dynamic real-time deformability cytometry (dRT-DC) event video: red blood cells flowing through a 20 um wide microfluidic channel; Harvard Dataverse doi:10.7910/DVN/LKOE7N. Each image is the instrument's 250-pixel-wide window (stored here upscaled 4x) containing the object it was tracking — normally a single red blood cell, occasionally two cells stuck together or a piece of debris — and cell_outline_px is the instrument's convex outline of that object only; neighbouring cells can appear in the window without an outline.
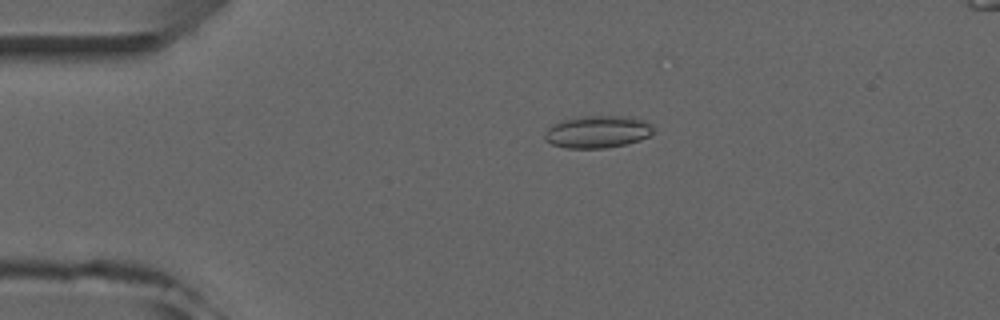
{"species": "common noctule bat (a hibernating species)", "species_latin": "Nyctalus noctula", "temperature_condition": "room temperature", "stored_images_in_passage": 6, "camera_frame_rate_fps": 3000, "um_per_image_px": 0.085, "animal": {"sex": "male", "forearm_length_mm": 52.5}, "frame": {"image": 1, "passage_image": 3, "time_ms": 3.0, "image_size_px": [1000, 320], "cell_outline_px": [[656, 132], [640, 140], [628, 144], [608, 148], [564, 148], [552, 144], [544, 140], [544, 132], [552, 124], [560, 120], [588, 116], [628, 116], [644, 120]], "centroid_in_image_um": [50.77, 11.21], "position_along_channel_um": 34.2, "area_um2": 20.63}}
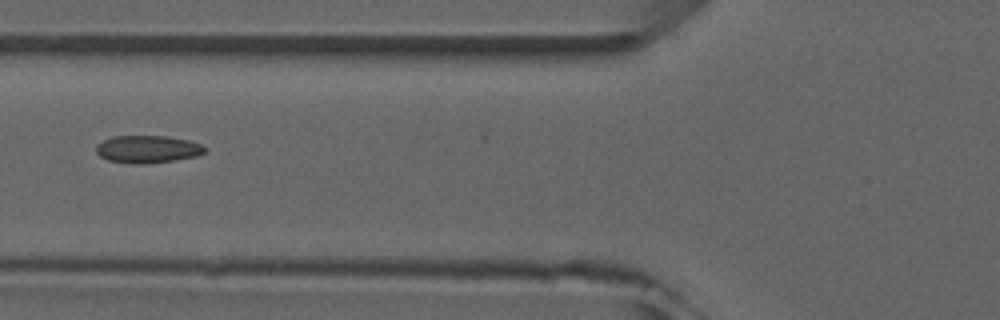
{"frame": {"image": 2, "passage_image": 5, "time_ms": 6.0, "image_size_px": [1000, 320], "cell_outline_px": [[208, 148], [204, 152], [196, 156], [172, 160], [140, 164], [132, 164], [108, 160], [100, 156], [96, 152], [96, 148], [104, 140], [112, 136], [168, 136], [188, 140], [200, 144]], "centroid_in_image_um": [12.55, 12.67], "position_along_channel_um": 113.3, "area_um2": 17.22}}